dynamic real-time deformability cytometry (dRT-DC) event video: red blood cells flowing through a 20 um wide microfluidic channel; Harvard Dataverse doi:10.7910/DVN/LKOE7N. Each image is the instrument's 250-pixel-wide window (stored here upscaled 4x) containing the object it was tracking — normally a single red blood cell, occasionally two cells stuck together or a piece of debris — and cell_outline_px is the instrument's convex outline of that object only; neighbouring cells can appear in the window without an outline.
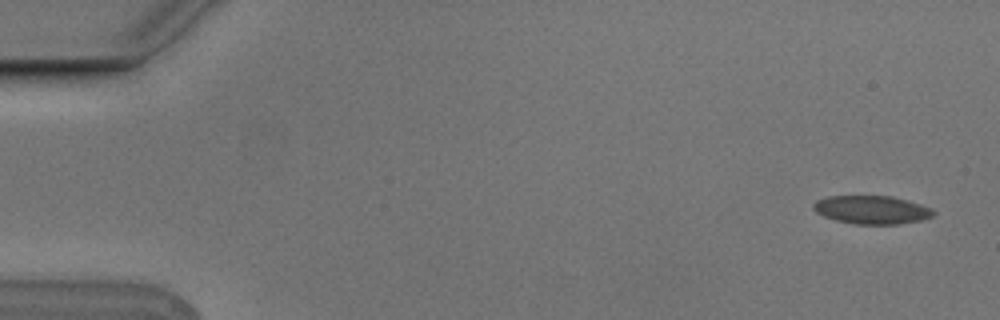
{"species": "Egyptian fruit bat (a non-hibernating species)", "species_latin": "Rousettus aegyptiacus", "temperature_condition": "cold", "stored_images_in_passage": 4, "camera_frame_rate_fps": 3000, "um_per_image_px": 0.085, "animal": {"sex": "male"}, "frame": {"image": 1, "passage_image": 1, "time_ms": 0.0, "image_size_px": [1000, 320], "cell_outline_px": [[936, 212], [932, 216], [920, 220], [896, 224], [856, 224], [836, 220], [824, 216], [816, 212], [812, 208], [812, 204], [816, 200], [828, 196], [892, 196], [920, 204], [932, 208]], "centroid_in_image_um": [74.08, 17.82], "position_along_channel_um": 10.9, "area_um2": 19.71}}